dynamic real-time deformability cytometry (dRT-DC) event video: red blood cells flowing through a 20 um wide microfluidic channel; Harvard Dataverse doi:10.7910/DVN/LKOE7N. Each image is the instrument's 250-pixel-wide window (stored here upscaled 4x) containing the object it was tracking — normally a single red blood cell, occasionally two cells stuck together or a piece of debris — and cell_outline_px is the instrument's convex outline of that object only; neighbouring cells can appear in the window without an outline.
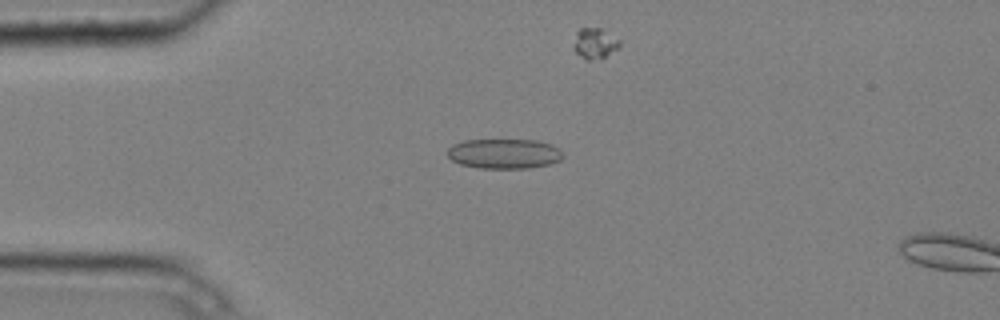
{"species": "common noctule bat (a hibernating species)", "species_latin": "Nyctalus noctula", "temperature_condition": "cold", "stored_images_in_passage": 4, "camera_frame_rate_fps": 3000, "um_per_image_px": 0.085, "animal": {"sex": "male", "body_mass_g": 20.4}, "frame": {"image": 1, "passage_image": 3, "time_ms": 0.667, "image_size_px": [1000, 320], "cell_outline_px": [[564, 156], [560, 160], [548, 164], [528, 168], [480, 168], [460, 164], [452, 160], [448, 156], [448, 148], [452, 144], [464, 140], [536, 140], [552, 144], [560, 148], [564, 152]], "centroid_in_image_um": [42.88, 13.05], "position_along_channel_um": 42.1, "area_um2": 20.23}}